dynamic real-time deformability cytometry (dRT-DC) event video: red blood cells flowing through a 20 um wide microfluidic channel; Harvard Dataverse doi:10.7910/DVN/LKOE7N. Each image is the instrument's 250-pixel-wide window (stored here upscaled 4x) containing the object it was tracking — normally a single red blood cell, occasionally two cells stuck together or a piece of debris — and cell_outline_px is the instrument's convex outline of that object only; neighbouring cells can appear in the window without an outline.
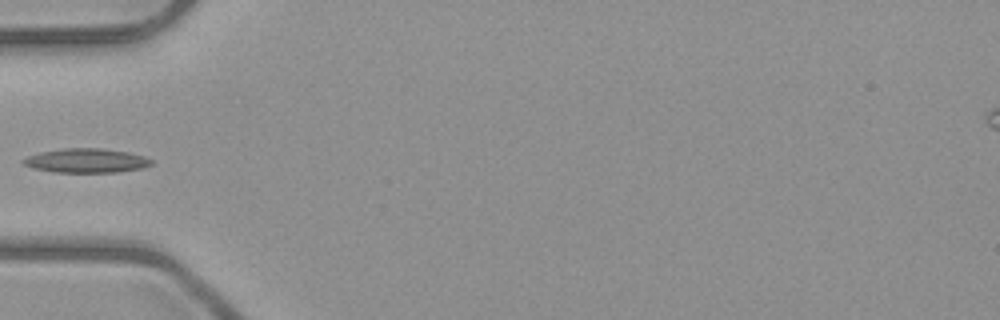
{"species": "common noctule bat (a hibernating species)", "species_latin": "Nyctalus noctula", "temperature_condition": "room temperature", "stored_images_in_passage": 5, "camera_frame_rate_fps": 3000, "um_per_image_px": 0.085, "animal": {"sex": "male", "body_mass_g": 23.1, "forearm_length_mm": 52.7}, "frame": {"image": 1, "passage_image": 4, "time_ms": 4.333, "image_size_px": [1000, 320], "cell_outline_px": [[152, 164], [144, 168], [120, 172], [52, 172], [32, 168], [24, 164], [20, 160], [28, 156], [40, 152], [64, 148], [100, 148], [128, 152], [144, 156], [152, 160]], "centroid_in_image_um": [7.34, 13.66], "position_along_channel_um": 77.7, "area_um2": 18.15}}
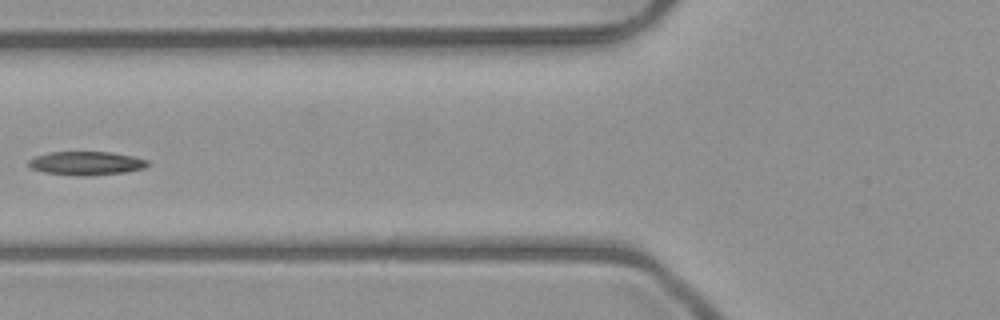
{"frame": {"image": 2, "passage_image": 5, "time_ms": 5.333, "image_size_px": [1000, 320], "cell_outline_px": [[148, 164], [144, 168], [124, 172], [44, 172], [32, 168], [28, 164], [28, 160], [36, 156], [48, 152], [112, 152], [132, 156], [148, 160]], "centroid_in_image_um": [7.34, 13.8], "position_along_channel_um": 118.5, "area_um2": 15.03}}